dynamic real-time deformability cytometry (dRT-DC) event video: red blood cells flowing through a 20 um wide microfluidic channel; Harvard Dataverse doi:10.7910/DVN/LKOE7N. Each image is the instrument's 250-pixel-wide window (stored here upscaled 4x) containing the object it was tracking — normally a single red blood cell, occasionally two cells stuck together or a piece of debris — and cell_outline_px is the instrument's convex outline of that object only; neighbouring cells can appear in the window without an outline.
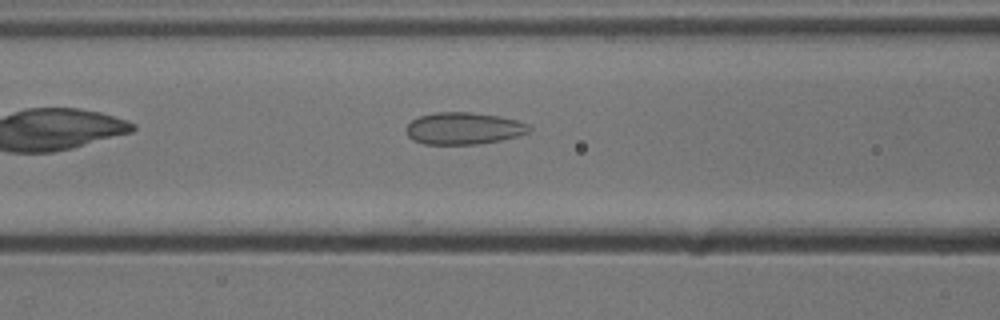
{"species": "common noctule bat (a hibernating species)", "species_latin": "Nyctalus noctula", "temperature_condition": "cold", "stored_images_in_passage": 4, "camera_frame_rate_fps": 3000, "um_per_image_px": 0.085, "animal": {"sex": "male", "body_mass_g": 13.3}, "frame": {"image": 1, "passage_image": 4, "time_ms": 1.0, "image_size_px": [1000, 320], "cell_outline_px": [[532, 128], [528, 132], [516, 136], [500, 140], [480, 144], [424, 144], [412, 140], [408, 136], [404, 128], [412, 120], [420, 116], [436, 112], [472, 112], [500, 116], [516, 120], [528, 124]], "centroid_in_image_um": [39.38, 10.91], "position_along_channel_um": 127.2, "area_um2": 23.0}}